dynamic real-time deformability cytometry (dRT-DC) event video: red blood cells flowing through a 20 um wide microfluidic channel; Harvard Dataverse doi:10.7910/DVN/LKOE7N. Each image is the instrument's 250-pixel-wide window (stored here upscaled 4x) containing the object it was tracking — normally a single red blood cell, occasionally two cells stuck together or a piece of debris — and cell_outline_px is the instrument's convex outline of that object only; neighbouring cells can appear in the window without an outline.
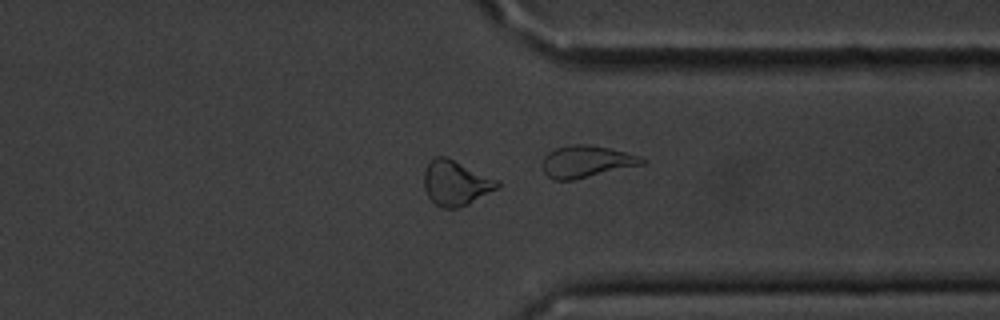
{"species": "common noctule bat (a hibernating species)", "species_latin": "Nyctalus noctula", "temperature_condition": "cold", "stored_images_in_passage": 44, "camera_frame_rate_fps": 3000, "um_per_image_px": 0.085, "animal": {"sex": "male", "body_mass_g": 20.1, "forearm_length_mm": 53.5}, "frame": {"image": 1, "passage_image": 31, "time_ms": 10.0, "image_size_px": [1000, 320], "cell_outline_px": [[500, 184], [496, 188], [468, 204], [456, 208], [444, 208], [436, 204], [428, 196], [424, 188], [424, 172], [428, 164], [436, 156], [444, 156], [500, 180]], "centroid_in_image_um": [38.73, 15.55], "position_along_channel_um": 372.7, "area_um2": 18.84}, "authors_computed_cell_mechanics": {"area_um2": 18.9584, "velocity_mm_per_s": 3.5906, "shape_relaxation_time_tau1_ms": 7.0541, "shape_relaxation_time_tau2_ms": 4.278, "deformation_change_tau1": 0.1519, "deformation_change_tau2": 0.1051}}